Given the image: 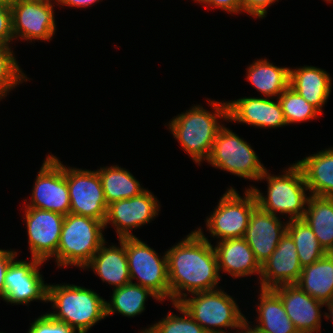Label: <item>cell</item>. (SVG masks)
Segmentation results:
<instances>
[{
  "instance_id": "6da1fadb",
  "label": "cell",
  "mask_w": 333,
  "mask_h": 333,
  "mask_svg": "<svg viewBox=\"0 0 333 333\" xmlns=\"http://www.w3.org/2000/svg\"><path fill=\"white\" fill-rule=\"evenodd\" d=\"M203 233L199 227L165 252L172 303L189 293L218 289L221 276L216 252Z\"/></svg>"
},
{
  "instance_id": "7a4b0ae2",
  "label": "cell",
  "mask_w": 333,
  "mask_h": 333,
  "mask_svg": "<svg viewBox=\"0 0 333 333\" xmlns=\"http://www.w3.org/2000/svg\"><path fill=\"white\" fill-rule=\"evenodd\" d=\"M207 100L214 112L194 105L185 113L174 116L168 123L173 137L199 166L201 162L208 160L215 137L223 126L219 118L228 122L227 102L211 101L208 98Z\"/></svg>"
},
{
  "instance_id": "3957f363",
  "label": "cell",
  "mask_w": 333,
  "mask_h": 333,
  "mask_svg": "<svg viewBox=\"0 0 333 333\" xmlns=\"http://www.w3.org/2000/svg\"><path fill=\"white\" fill-rule=\"evenodd\" d=\"M51 302L53 319L66 323L78 333H87L106 317V304L92 289L74 284L48 285L47 303Z\"/></svg>"
},
{
  "instance_id": "277c9868",
  "label": "cell",
  "mask_w": 333,
  "mask_h": 333,
  "mask_svg": "<svg viewBox=\"0 0 333 333\" xmlns=\"http://www.w3.org/2000/svg\"><path fill=\"white\" fill-rule=\"evenodd\" d=\"M282 175H274L266 169L258 179L268 184L267 195L254 186H249L253 192L257 206L265 212L278 216L288 215V220L302 219L306 210L309 196L306 195L308 187L305 183L301 168L293 163L282 171Z\"/></svg>"
},
{
  "instance_id": "5b68a950",
  "label": "cell",
  "mask_w": 333,
  "mask_h": 333,
  "mask_svg": "<svg viewBox=\"0 0 333 333\" xmlns=\"http://www.w3.org/2000/svg\"><path fill=\"white\" fill-rule=\"evenodd\" d=\"M104 222L69 213L64 223L56 252L58 267L75 266L84 269L105 242Z\"/></svg>"
},
{
  "instance_id": "8992f818",
  "label": "cell",
  "mask_w": 333,
  "mask_h": 333,
  "mask_svg": "<svg viewBox=\"0 0 333 333\" xmlns=\"http://www.w3.org/2000/svg\"><path fill=\"white\" fill-rule=\"evenodd\" d=\"M191 295L183 298L179 304L207 333H230L222 328L236 330L246 319L234 298L222 289Z\"/></svg>"
},
{
  "instance_id": "52a82bcc",
  "label": "cell",
  "mask_w": 333,
  "mask_h": 333,
  "mask_svg": "<svg viewBox=\"0 0 333 333\" xmlns=\"http://www.w3.org/2000/svg\"><path fill=\"white\" fill-rule=\"evenodd\" d=\"M206 162L220 170L254 181H258L266 170L251 145L225 126L217 133Z\"/></svg>"
},
{
  "instance_id": "ba28073f",
  "label": "cell",
  "mask_w": 333,
  "mask_h": 333,
  "mask_svg": "<svg viewBox=\"0 0 333 333\" xmlns=\"http://www.w3.org/2000/svg\"><path fill=\"white\" fill-rule=\"evenodd\" d=\"M126 256L131 283L148 288L160 301L170 299L166 253L156 251L138 237H125Z\"/></svg>"
},
{
  "instance_id": "9c48e42d",
  "label": "cell",
  "mask_w": 333,
  "mask_h": 333,
  "mask_svg": "<svg viewBox=\"0 0 333 333\" xmlns=\"http://www.w3.org/2000/svg\"><path fill=\"white\" fill-rule=\"evenodd\" d=\"M240 196L236 189L230 187L220 197L213 213L206 218V228L213 238H244L251 212L257 207L256 198L250 188Z\"/></svg>"
},
{
  "instance_id": "30bf717a",
  "label": "cell",
  "mask_w": 333,
  "mask_h": 333,
  "mask_svg": "<svg viewBox=\"0 0 333 333\" xmlns=\"http://www.w3.org/2000/svg\"><path fill=\"white\" fill-rule=\"evenodd\" d=\"M30 203L25 207L38 208L66 216L70 213L67 167L58 157L48 154L36 176Z\"/></svg>"
},
{
  "instance_id": "8fae6325",
  "label": "cell",
  "mask_w": 333,
  "mask_h": 333,
  "mask_svg": "<svg viewBox=\"0 0 333 333\" xmlns=\"http://www.w3.org/2000/svg\"><path fill=\"white\" fill-rule=\"evenodd\" d=\"M67 184L70 213L105 222L108 205L98 171L67 166Z\"/></svg>"
},
{
  "instance_id": "7c38bea8",
  "label": "cell",
  "mask_w": 333,
  "mask_h": 333,
  "mask_svg": "<svg viewBox=\"0 0 333 333\" xmlns=\"http://www.w3.org/2000/svg\"><path fill=\"white\" fill-rule=\"evenodd\" d=\"M53 2V3H52ZM55 0H29L11 3L12 31L25 41H49L55 35Z\"/></svg>"
},
{
  "instance_id": "4fadbf2b",
  "label": "cell",
  "mask_w": 333,
  "mask_h": 333,
  "mask_svg": "<svg viewBox=\"0 0 333 333\" xmlns=\"http://www.w3.org/2000/svg\"><path fill=\"white\" fill-rule=\"evenodd\" d=\"M160 207L159 200L146 189L136 197L110 203L104 228L106 229L107 225L111 223L118 239L135 237L131 230L150 223L158 215Z\"/></svg>"
},
{
  "instance_id": "5bb4252c",
  "label": "cell",
  "mask_w": 333,
  "mask_h": 333,
  "mask_svg": "<svg viewBox=\"0 0 333 333\" xmlns=\"http://www.w3.org/2000/svg\"><path fill=\"white\" fill-rule=\"evenodd\" d=\"M36 258L31 261L13 260L8 266L5 282L4 301L11 304H29L31 301L47 302L48 284L39 271L43 264Z\"/></svg>"
},
{
  "instance_id": "9a60e30c",
  "label": "cell",
  "mask_w": 333,
  "mask_h": 333,
  "mask_svg": "<svg viewBox=\"0 0 333 333\" xmlns=\"http://www.w3.org/2000/svg\"><path fill=\"white\" fill-rule=\"evenodd\" d=\"M24 209L31 257L43 262L52 257L56 259L65 216L38 208Z\"/></svg>"
},
{
  "instance_id": "2e32d148",
  "label": "cell",
  "mask_w": 333,
  "mask_h": 333,
  "mask_svg": "<svg viewBox=\"0 0 333 333\" xmlns=\"http://www.w3.org/2000/svg\"><path fill=\"white\" fill-rule=\"evenodd\" d=\"M302 266L292 237L286 232L272 255L261 265L260 288L273 289L281 285L295 284Z\"/></svg>"
},
{
  "instance_id": "e0dca14e",
  "label": "cell",
  "mask_w": 333,
  "mask_h": 333,
  "mask_svg": "<svg viewBox=\"0 0 333 333\" xmlns=\"http://www.w3.org/2000/svg\"><path fill=\"white\" fill-rule=\"evenodd\" d=\"M281 299L287 316L299 333H320L322 303L300 289L296 284L272 289Z\"/></svg>"
},
{
  "instance_id": "ac0fdd59",
  "label": "cell",
  "mask_w": 333,
  "mask_h": 333,
  "mask_svg": "<svg viewBox=\"0 0 333 333\" xmlns=\"http://www.w3.org/2000/svg\"><path fill=\"white\" fill-rule=\"evenodd\" d=\"M287 222L258 206L251 212L244 239L252 249L256 260L262 265L275 251L287 232Z\"/></svg>"
},
{
  "instance_id": "d6986e66",
  "label": "cell",
  "mask_w": 333,
  "mask_h": 333,
  "mask_svg": "<svg viewBox=\"0 0 333 333\" xmlns=\"http://www.w3.org/2000/svg\"><path fill=\"white\" fill-rule=\"evenodd\" d=\"M218 269L230 274L233 278L261 274V265L244 238L225 239L217 241L214 246Z\"/></svg>"
},
{
  "instance_id": "ffe728a7",
  "label": "cell",
  "mask_w": 333,
  "mask_h": 333,
  "mask_svg": "<svg viewBox=\"0 0 333 333\" xmlns=\"http://www.w3.org/2000/svg\"><path fill=\"white\" fill-rule=\"evenodd\" d=\"M106 241L92 257L84 269H92L102 282L113 286V289L123 287L131 282L126 256L125 238L119 239V247H106Z\"/></svg>"
},
{
  "instance_id": "44dd1931",
  "label": "cell",
  "mask_w": 333,
  "mask_h": 333,
  "mask_svg": "<svg viewBox=\"0 0 333 333\" xmlns=\"http://www.w3.org/2000/svg\"><path fill=\"white\" fill-rule=\"evenodd\" d=\"M331 79L327 71L304 65L290 69L289 86L323 114L322 107L331 94Z\"/></svg>"
},
{
  "instance_id": "7402d4cb",
  "label": "cell",
  "mask_w": 333,
  "mask_h": 333,
  "mask_svg": "<svg viewBox=\"0 0 333 333\" xmlns=\"http://www.w3.org/2000/svg\"><path fill=\"white\" fill-rule=\"evenodd\" d=\"M309 195L333 198V147L298 160Z\"/></svg>"
},
{
  "instance_id": "603a6c76",
  "label": "cell",
  "mask_w": 333,
  "mask_h": 333,
  "mask_svg": "<svg viewBox=\"0 0 333 333\" xmlns=\"http://www.w3.org/2000/svg\"><path fill=\"white\" fill-rule=\"evenodd\" d=\"M312 298L328 303L333 300V255L327 253L315 263L302 268L295 283Z\"/></svg>"
},
{
  "instance_id": "cb8c5ba5",
  "label": "cell",
  "mask_w": 333,
  "mask_h": 333,
  "mask_svg": "<svg viewBox=\"0 0 333 333\" xmlns=\"http://www.w3.org/2000/svg\"><path fill=\"white\" fill-rule=\"evenodd\" d=\"M258 297V306L255 325L265 333H299L287 316L280 297L272 289H261Z\"/></svg>"
},
{
  "instance_id": "d4e9b609",
  "label": "cell",
  "mask_w": 333,
  "mask_h": 333,
  "mask_svg": "<svg viewBox=\"0 0 333 333\" xmlns=\"http://www.w3.org/2000/svg\"><path fill=\"white\" fill-rule=\"evenodd\" d=\"M246 73L247 80L266 98H278L289 86L290 68L275 66L265 58L255 60Z\"/></svg>"
},
{
  "instance_id": "484cf974",
  "label": "cell",
  "mask_w": 333,
  "mask_h": 333,
  "mask_svg": "<svg viewBox=\"0 0 333 333\" xmlns=\"http://www.w3.org/2000/svg\"><path fill=\"white\" fill-rule=\"evenodd\" d=\"M327 253L333 251V198L309 195L302 218Z\"/></svg>"
},
{
  "instance_id": "4316f807",
  "label": "cell",
  "mask_w": 333,
  "mask_h": 333,
  "mask_svg": "<svg viewBox=\"0 0 333 333\" xmlns=\"http://www.w3.org/2000/svg\"><path fill=\"white\" fill-rule=\"evenodd\" d=\"M101 178L107 205L110 203L136 197L146 189L126 168L118 165L97 169Z\"/></svg>"
},
{
  "instance_id": "83f0119b",
  "label": "cell",
  "mask_w": 333,
  "mask_h": 333,
  "mask_svg": "<svg viewBox=\"0 0 333 333\" xmlns=\"http://www.w3.org/2000/svg\"><path fill=\"white\" fill-rule=\"evenodd\" d=\"M149 296L161 302L148 288L131 282L115 288L110 302H105L106 317L117 312L125 317H135L145 310V301Z\"/></svg>"
},
{
  "instance_id": "f1b7e54d",
  "label": "cell",
  "mask_w": 333,
  "mask_h": 333,
  "mask_svg": "<svg viewBox=\"0 0 333 333\" xmlns=\"http://www.w3.org/2000/svg\"><path fill=\"white\" fill-rule=\"evenodd\" d=\"M287 233L294 240L302 268L315 263L327 254L312 228L303 219L288 220Z\"/></svg>"
},
{
  "instance_id": "f546056e",
  "label": "cell",
  "mask_w": 333,
  "mask_h": 333,
  "mask_svg": "<svg viewBox=\"0 0 333 333\" xmlns=\"http://www.w3.org/2000/svg\"><path fill=\"white\" fill-rule=\"evenodd\" d=\"M281 104L284 119L287 125L306 122L315 118L321 113L309 104L299 93L288 86L278 97Z\"/></svg>"
},
{
  "instance_id": "4dcf8cb0",
  "label": "cell",
  "mask_w": 333,
  "mask_h": 333,
  "mask_svg": "<svg viewBox=\"0 0 333 333\" xmlns=\"http://www.w3.org/2000/svg\"><path fill=\"white\" fill-rule=\"evenodd\" d=\"M172 305L183 316L168 312L165 318L140 333H207L179 303H172Z\"/></svg>"
},
{
  "instance_id": "1f68e13d",
  "label": "cell",
  "mask_w": 333,
  "mask_h": 333,
  "mask_svg": "<svg viewBox=\"0 0 333 333\" xmlns=\"http://www.w3.org/2000/svg\"><path fill=\"white\" fill-rule=\"evenodd\" d=\"M18 63L11 46L0 44V100L20 83L29 81Z\"/></svg>"
},
{
  "instance_id": "d6a6232c",
  "label": "cell",
  "mask_w": 333,
  "mask_h": 333,
  "mask_svg": "<svg viewBox=\"0 0 333 333\" xmlns=\"http://www.w3.org/2000/svg\"><path fill=\"white\" fill-rule=\"evenodd\" d=\"M228 121L239 122L261 127L263 113V97H243L227 101Z\"/></svg>"
},
{
  "instance_id": "836d02e7",
  "label": "cell",
  "mask_w": 333,
  "mask_h": 333,
  "mask_svg": "<svg viewBox=\"0 0 333 333\" xmlns=\"http://www.w3.org/2000/svg\"><path fill=\"white\" fill-rule=\"evenodd\" d=\"M287 126L284 119L281 104L276 98V101L270 98H263V113L261 120V128H279Z\"/></svg>"
},
{
  "instance_id": "e575fe53",
  "label": "cell",
  "mask_w": 333,
  "mask_h": 333,
  "mask_svg": "<svg viewBox=\"0 0 333 333\" xmlns=\"http://www.w3.org/2000/svg\"><path fill=\"white\" fill-rule=\"evenodd\" d=\"M27 333H77L66 323L57 321L47 313L35 318Z\"/></svg>"
},
{
  "instance_id": "d590c367",
  "label": "cell",
  "mask_w": 333,
  "mask_h": 333,
  "mask_svg": "<svg viewBox=\"0 0 333 333\" xmlns=\"http://www.w3.org/2000/svg\"><path fill=\"white\" fill-rule=\"evenodd\" d=\"M14 40L10 5H0V44L10 46Z\"/></svg>"
},
{
  "instance_id": "8d00e7d4",
  "label": "cell",
  "mask_w": 333,
  "mask_h": 333,
  "mask_svg": "<svg viewBox=\"0 0 333 333\" xmlns=\"http://www.w3.org/2000/svg\"><path fill=\"white\" fill-rule=\"evenodd\" d=\"M278 0H242V9L244 13L254 18L263 19L267 15V7Z\"/></svg>"
},
{
  "instance_id": "74e56055",
  "label": "cell",
  "mask_w": 333,
  "mask_h": 333,
  "mask_svg": "<svg viewBox=\"0 0 333 333\" xmlns=\"http://www.w3.org/2000/svg\"><path fill=\"white\" fill-rule=\"evenodd\" d=\"M201 3L205 7L222 9L230 14H239L243 12L242 0H193Z\"/></svg>"
},
{
  "instance_id": "f35d334b",
  "label": "cell",
  "mask_w": 333,
  "mask_h": 333,
  "mask_svg": "<svg viewBox=\"0 0 333 333\" xmlns=\"http://www.w3.org/2000/svg\"><path fill=\"white\" fill-rule=\"evenodd\" d=\"M17 255V252L14 250L0 249V298L2 299L5 297L4 278L6 276L8 266L14 259H16Z\"/></svg>"
},
{
  "instance_id": "ab89813d",
  "label": "cell",
  "mask_w": 333,
  "mask_h": 333,
  "mask_svg": "<svg viewBox=\"0 0 333 333\" xmlns=\"http://www.w3.org/2000/svg\"><path fill=\"white\" fill-rule=\"evenodd\" d=\"M100 0H55L56 4L59 6H68V7H91V5L99 3ZM102 1V0H101Z\"/></svg>"
},
{
  "instance_id": "60d3db41",
  "label": "cell",
  "mask_w": 333,
  "mask_h": 333,
  "mask_svg": "<svg viewBox=\"0 0 333 333\" xmlns=\"http://www.w3.org/2000/svg\"><path fill=\"white\" fill-rule=\"evenodd\" d=\"M249 323L250 322L247 319H245L241 323L240 327L236 330V332L237 333H265V332H262L261 330H259L258 328H256L255 326L254 327L250 326Z\"/></svg>"
},
{
  "instance_id": "b9f144b4",
  "label": "cell",
  "mask_w": 333,
  "mask_h": 333,
  "mask_svg": "<svg viewBox=\"0 0 333 333\" xmlns=\"http://www.w3.org/2000/svg\"><path fill=\"white\" fill-rule=\"evenodd\" d=\"M325 306L327 307V310H329V313L324 312L325 319L331 318V321L333 322V300L326 303Z\"/></svg>"
},
{
  "instance_id": "7bdbcfd3",
  "label": "cell",
  "mask_w": 333,
  "mask_h": 333,
  "mask_svg": "<svg viewBox=\"0 0 333 333\" xmlns=\"http://www.w3.org/2000/svg\"><path fill=\"white\" fill-rule=\"evenodd\" d=\"M0 5H11L10 0H0Z\"/></svg>"
},
{
  "instance_id": "ee69618b",
  "label": "cell",
  "mask_w": 333,
  "mask_h": 333,
  "mask_svg": "<svg viewBox=\"0 0 333 333\" xmlns=\"http://www.w3.org/2000/svg\"><path fill=\"white\" fill-rule=\"evenodd\" d=\"M11 3L20 2V1H29V0H10Z\"/></svg>"
},
{
  "instance_id": "f6af8a7d",
  "label": "cell",
  "mask_w": 333,
  "mask_h": 333,
  "mask_svg": "<svg viewBox=\"0 0 333 333\" xmlns=\"http://www.w3.org/2000/svg\"><path fill=\"white\" fill-rule=\"evenodd\" d=\"M324 1H327L328 3H329V2L331 3L333 0H324Z\"/></svg>"
}]
</instances>
